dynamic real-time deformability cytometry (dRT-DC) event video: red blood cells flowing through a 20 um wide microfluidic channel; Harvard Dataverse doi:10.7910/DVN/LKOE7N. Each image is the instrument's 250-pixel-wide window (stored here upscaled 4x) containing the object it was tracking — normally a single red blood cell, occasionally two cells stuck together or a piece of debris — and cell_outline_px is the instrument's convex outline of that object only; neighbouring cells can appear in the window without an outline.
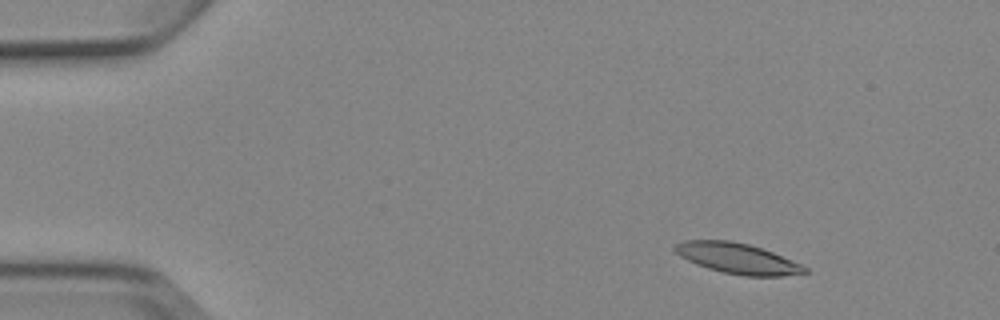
{"species": "Egyptian fruit bat (a non-hibernating species)", "species_latin": "Rousettus aegyptiacus", "temperature_condition": "cold", "stored_images_in_passage": 9, "camera_frame_rate_fps": 3000, "um_per_image_px": 0.085, "animal": {"sex": "female"}, "frame": {"image": 1, "passage_image": 2, "time_ms": 2.0, "image_size_px": [1000, 320], "cell_outline_px": [[808, 272], [780, 276], [744, 276], [724, 272], [708, 268], [696, 264], [680, 256], [672, 248], [676, 244], [684, 240], [732, 240], [748, 244], [772, 252], [792, 260], [808, 268]], "centroid_in_image_um": [62.67, 21.96], "position_along_channel_um": 22.3, "area_um2": 22.89}}
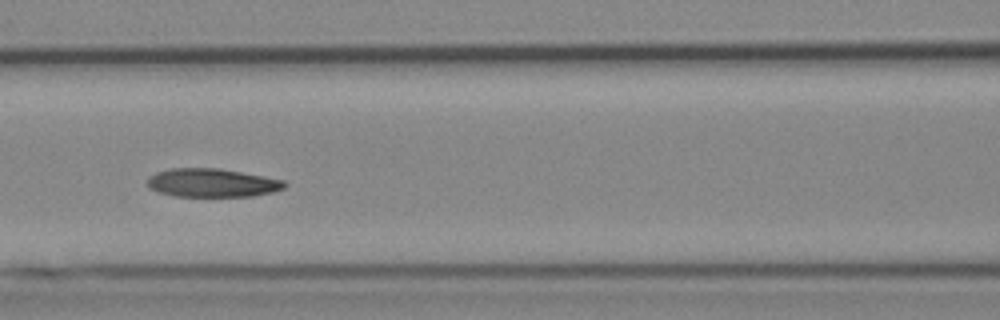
{"frame": {"image": 2, "passage_image": 7, "time_ms": 7.667, "image_size_px": [1000, 320], "cell_outline_px": [[288, 184], [284, 188], [272, 192], [252, 196], [176, 196], [156, 192], [148, 188], [148, 176], [156, 172], [172, 168], [220, 168], [264, 176], [284, 180]], "centroid_in_image_um": [18.01, 15.53], "position_along_channel_um": 148.6, "area_um2": 22.89}}
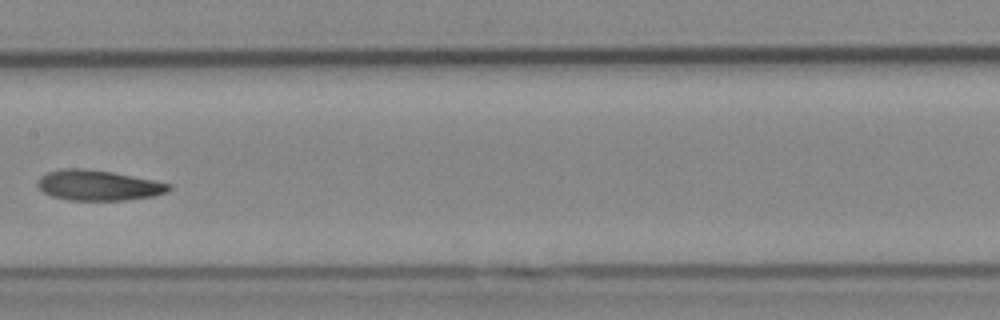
{"frame": {"image": 3, "passage_image": 8, "time_ms": 9.0, "image_size_px": [1000, 320], "cell_outline_px": [[172, 188], [168, 192], [156, 196], [124, 200], [68, 200], [52, 196], [44, 192], [36, 184], [40, 176], [48, 172], [64, 168], [84, 168], [112, 172], [172, 184]], "centroid_in_image_um": [8.37, 15.75], "position_along_channel_um": 199.0, "area_um2": 23.24}}